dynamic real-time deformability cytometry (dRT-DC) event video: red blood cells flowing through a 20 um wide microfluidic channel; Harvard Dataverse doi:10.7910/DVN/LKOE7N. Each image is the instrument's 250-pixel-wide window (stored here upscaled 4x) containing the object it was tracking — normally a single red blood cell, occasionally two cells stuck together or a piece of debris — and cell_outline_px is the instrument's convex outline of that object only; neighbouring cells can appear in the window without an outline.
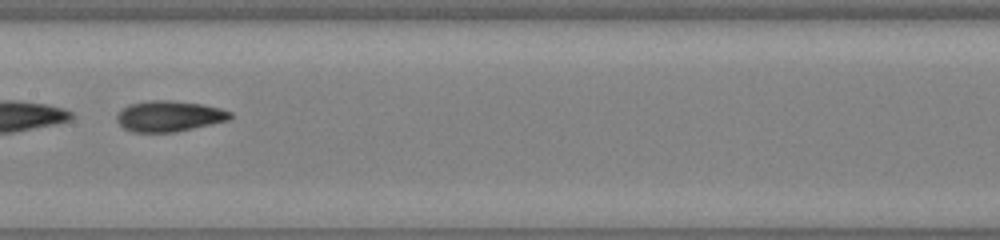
{"species": "common noctule bat (a hibernating species)", "species_latin": "Nyctalus noctula", "temperature_condition": "warm", "stored_images_in_passage": 29, "camera_frame_rate_fps": 3000, "um_per_image_px": 0.085, "animal": {"sex": "male", "body_mass_g": 19.0, "forearm_length_mm": 50.8}, "frame": {"image": 1, "passage_image": 9, "time_ms": 2.667, "image_size_px": [1000, 240], "cell_outline_px": [[232, 116], [228, 120], [176, 132], [132, 132], [124, 128], [116, 120], [116, 116], [128, 104], [152, 100], [168, 100], [204, 104], [220, 108], [232, 112]], "centroid_in_image_um": [14.38, 9.87], "position_along_channel_um": 193.0, "area_um2": 20.29}}